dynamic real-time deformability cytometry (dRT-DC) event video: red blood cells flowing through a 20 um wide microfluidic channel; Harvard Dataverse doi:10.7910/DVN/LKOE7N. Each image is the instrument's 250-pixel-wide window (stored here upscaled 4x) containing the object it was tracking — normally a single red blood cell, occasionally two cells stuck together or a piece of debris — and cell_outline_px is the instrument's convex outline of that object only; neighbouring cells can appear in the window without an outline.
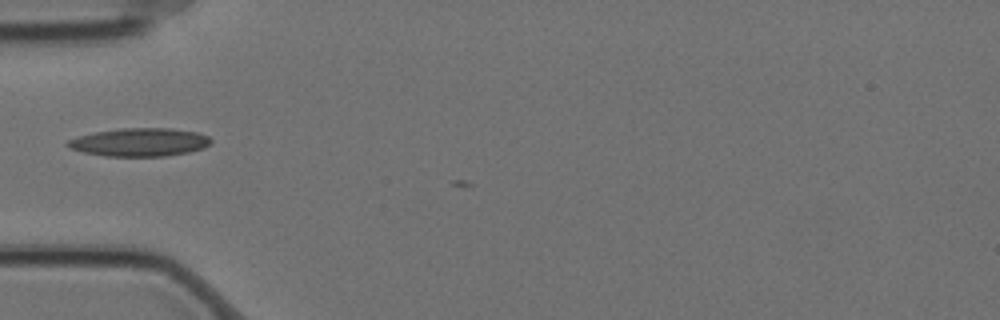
{"species": "Egyptian fruit bat (a non-hibernating species)", "species_latin": "Rousettus aegyptiacus", "temperature_condition": "cold", "stored_images_in_passage": 4, "camera_frame_rate_fps": 3000, "um_per_image_px": 0.085, "animal": {"sex": "female"}, "frame": {"image": 1, "passage_image": 3, "time_ms": 0.667, "image_size_px": [1000, 320], "cell_outline_px": [[212, 140], [204, 148], [188, 152], [164, 156], [104, 156], [84, 152], [72, 148], [64, 144], [68, 140], [80, 136], [96, 132], [120, 128], [168, 128], [196, 132], [208, 136]], "centroid_in_image_um": [11.87, 12.08], "position_along_channel_um": 73.1, "area_um2": 23.29}}